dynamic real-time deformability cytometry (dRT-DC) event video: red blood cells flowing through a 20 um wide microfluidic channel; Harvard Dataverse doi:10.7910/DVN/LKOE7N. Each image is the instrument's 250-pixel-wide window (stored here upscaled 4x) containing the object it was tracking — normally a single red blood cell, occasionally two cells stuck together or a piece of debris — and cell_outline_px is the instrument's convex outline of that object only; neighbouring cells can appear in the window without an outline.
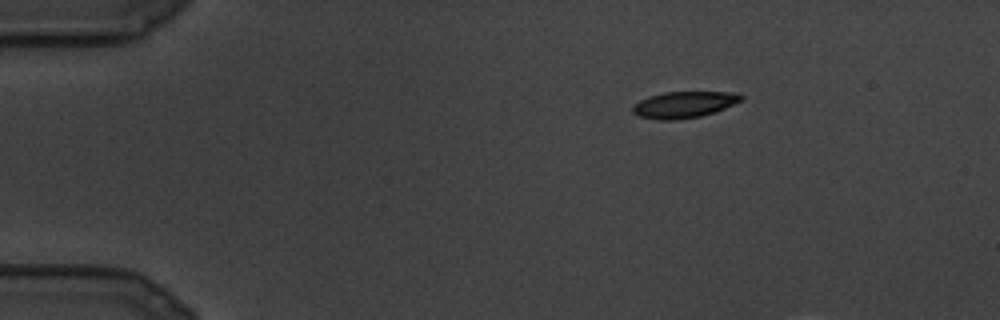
{"species": "common noctule bat (a hibernating species)", "species_latin": "Nyctalus noctula", "temperature_condition": "cold", "stored_images_in_passage": 8, "camera_frame_rate_fps": 3000, "um_per_image_px": 0.085, "animal": {"sex": "male", "body_mass_g": 19.5, "forearm_length_mm": 54.6}, "frame": {"image": 1, "passage_image": 1, "time_ms": 0.0, "image_size_px": [1000, 320], "cell_outline_px": [[744, 100], [724, 108], [700, 116], [676, 120], [660, 120], [640, 116], [632, 112], [632, 108], [640, 100], [648, 96], [664, 92], [732, 92], [744, 96]], "centroid_in_image_um": [58.15, 8.88], "position_along_channel_um": 26.9, "area_um2": 16.53}}
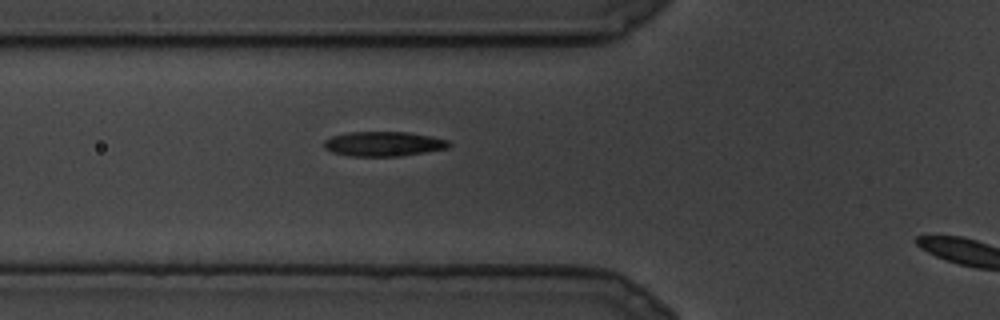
{"frame": {"image": 2, "passage_image": 7, "time_ms": 2.0, "image_size_px": [1000, 320], "cell_outline_px": [[452, 144], [448, 148], [400, 156], [348, 156], [332, 152], [324, 148], [324, 140], [332, 136], [348, 132], [408, 132], [448, 140]], "centroid_in_image_um": [32.57, 12.23], "position_along_channel_um": 93.2, "area_um2": 17.92}}